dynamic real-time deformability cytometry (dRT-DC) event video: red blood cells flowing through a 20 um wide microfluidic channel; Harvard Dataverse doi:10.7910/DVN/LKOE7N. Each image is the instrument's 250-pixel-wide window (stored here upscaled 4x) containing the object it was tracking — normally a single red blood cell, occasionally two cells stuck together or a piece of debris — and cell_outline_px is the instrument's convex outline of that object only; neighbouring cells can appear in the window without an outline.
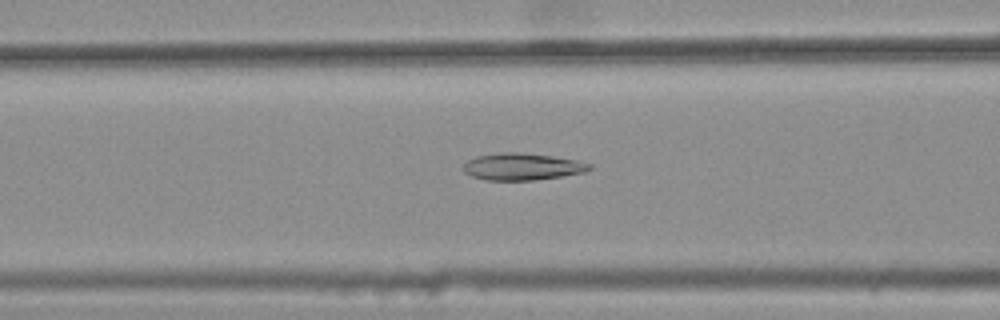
{"species": "common noctule bat (a hibernating species)", "species_latin": "Nyctalus noctula", "temperature_condition": "warm", "stored_images_in_passage": 46, "camera_frame_rate_fps": 3000, "um_per_image_px": 0.085, "animal": {"sex": "female", "body_mass_g": 25.1}, "frame": {"image": 1, "passage_image": 21, "time_ms": 6.667, "image_size_px": [1000, 320], "cell_outline_px": [[592, 168], [584, 172], [536, 180], [484, 180], [472, 176], [464, 172], [464, 164], [468, 160], [476, 156], [504, 152], [520, 152], [552, 156], [580, 160], [592, 164]], "centroid_in_image_um": [44.41, 14.16], "position_along_channel_um": 122.2, "area_um2": 19.83}}
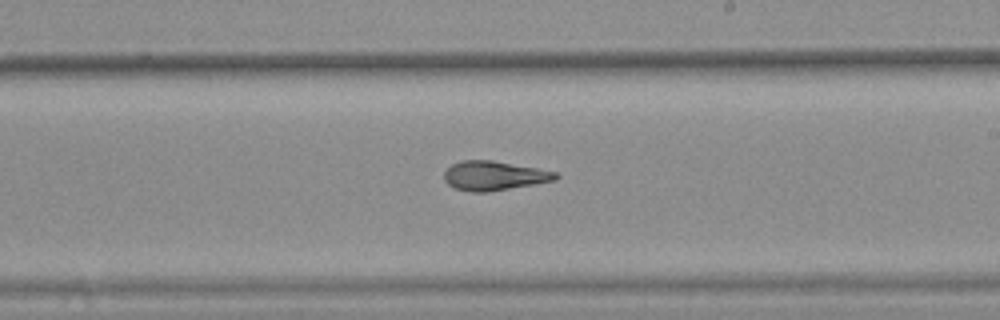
{"frame": {"image": 2, "passage_image": 31, "time_ms": 10.0, "image_size_px": [1000, 320], "cell_outline_px": [[560, 176], [556, 180], [488, 192], [468, 192], [456, 188], [448, 184], [444, 180], [444, 172], [452, 164], [464, 160], [492, 160], [536, 168], [556, 172]], "centroid_in_image_um": [41.98, 14.94], "position_along_channel_um": 247.0, "area_um2": 18.9}}
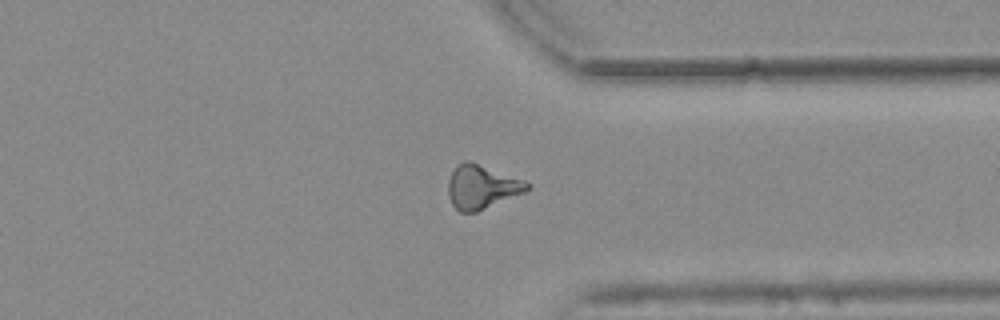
{"frame": {"image": 3, "passage_image": 41, "time_ms": 13.333, "image_size_px": [1000, 320], "cell_outline_px": [[532, 184], [524, 192], [476, 212], [460, 212], [452, 204], [448, 196], [448, 180], [452, 172], [464, 160], [468, 160], [524, 180]], "centroid_in_image_um": [40.93, 15.89], "position_along_channel_um": 370.5, "area_um2": 19.83}, "authors_computed_cell_mechanics": {"area_um2": 19.2474, "velocity_mm_per_s": 3.7513, "shape_relaxation_time_tau1_ms": null, "shape_relaxation_time_tau2_ms": 4.0745, "deformation_change_tau1": null, "deformation_change_tau2": 0.126}}